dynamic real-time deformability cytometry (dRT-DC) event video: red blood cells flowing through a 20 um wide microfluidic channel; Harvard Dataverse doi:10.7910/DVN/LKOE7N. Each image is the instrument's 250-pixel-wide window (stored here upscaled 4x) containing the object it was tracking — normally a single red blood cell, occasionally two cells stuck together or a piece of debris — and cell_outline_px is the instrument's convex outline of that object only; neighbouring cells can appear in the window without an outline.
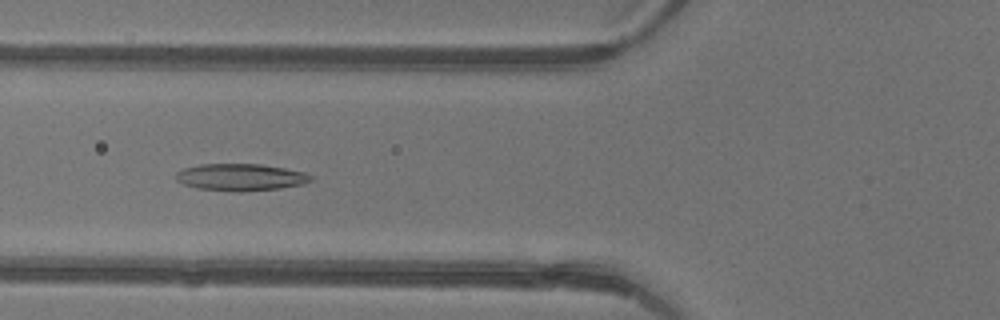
{"species": "common noctule bat (a hibernating species)", "species_latin": "Nyctalus noctula", "temperature_condition": "warm", "stored_images_in_passage": 5, "camera_frame_rate_fps": 3000, "um_per_image_px": 0.085, "animal": {"sex": "female"}, "frame": {"image": 1, "passage_image": 5, "time_ms": 1.333, "image_size_px": [1000, 320], "cell_outline_px": [[312, 180], [304, 184], [280, 188], [240, 192], [236, 192], [196, 188], [184, 184], [176, 180], [176, 172], [184, 168], [200, 164], [260, 164], [284, 168], [304, 172], [312, 176]], "centroid_in_image_um": [20.45, 15.07], "position_along_channel_um": 105.4, "area_um2": 21.27}}